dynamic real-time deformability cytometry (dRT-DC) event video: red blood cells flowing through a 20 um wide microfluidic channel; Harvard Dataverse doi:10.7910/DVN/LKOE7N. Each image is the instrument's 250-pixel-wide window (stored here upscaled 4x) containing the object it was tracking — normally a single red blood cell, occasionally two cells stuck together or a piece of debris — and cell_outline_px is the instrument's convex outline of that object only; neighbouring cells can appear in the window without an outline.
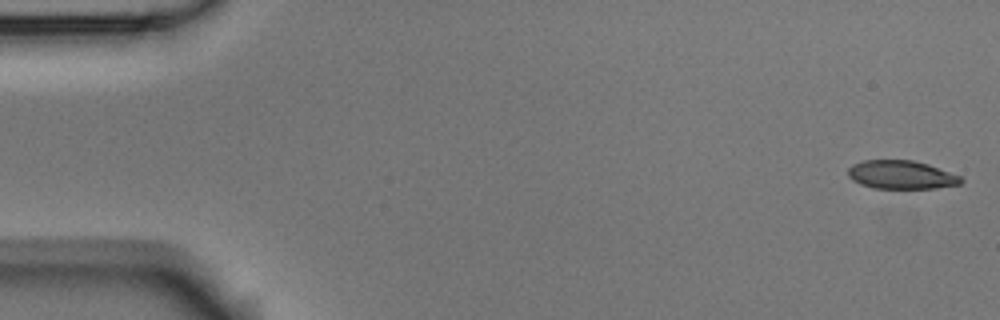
{"species": "Egyptian fruit bat (a non-hibernating species)", "species_latin": "Rousettus aegyptiacus", "temperature_condition": "room temperature", "stored_images_in_passage": 54, "segment_of_instrument_passage": [1, 2], "camera_frame_rate_fps": 3000, "um_per_image_px": 0.085, "animal": {"sex": "male"}, "frame": {"image": 1, "passage_image": 1, "time_ms": 0.0, "image_size_px": [1000, 320], "cell_outline_px": [[964, 180], [960, 184], [936, 188], [872, 188], [860, 184], [852, 180], [848, 176], [848, 168], [852, 164], [864, 160], [912, 160], [928, 164], [960, 176]], "centroid_in_image_um": [76.58, 14.85], "position_along_channel_um": 8.4, "area_um2": 18.73}}
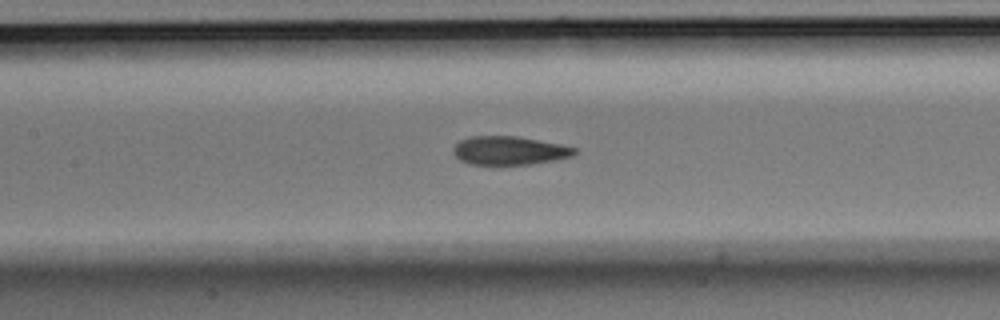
{"frame": {"image": 2, "passage_image": 24, "time_ms": 7.667, "image_size_px": [1000, 320], "cell_outline_px": [[576, 152], [572, 156], [556, 160], [528, 164], [468, 164], [460, 160], [456, 156], [452, 148], [460, 140], [468, 136], [516, 136], [560, 144], [576, 148]], "centroid_in_image_um": [43.27, 12.79], "position_along_channel_um": 164.1, "area_um2": 20.06}}
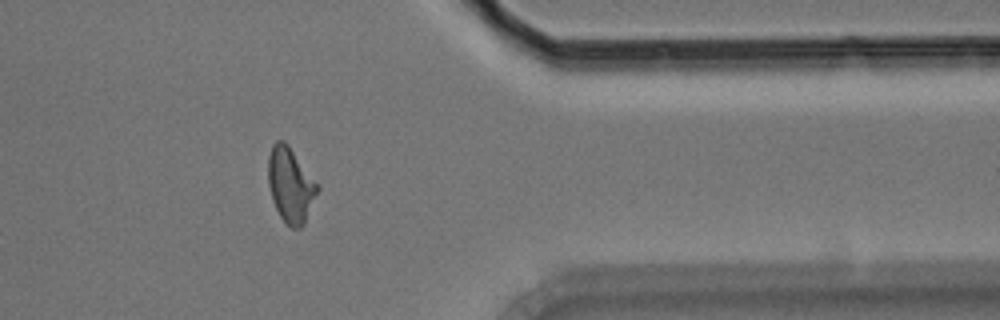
{"frame": {"image": 3, "passage_image": 43, "time_ms": 14.0, "image_size_px": [1000, 320], "cell_outline_px": [[320, 188], [304, 224], [300, 228], [292, 228], [280, 216], [272, 200], [268, 184], [268, 156], [272, 144], [276, 140], [284, 140], [288, 144], [320, 184]], "centroid_in_image_um": [24.71, 15.69], "position_along_channel_um": 386.7, "area_um2": 21.79}}